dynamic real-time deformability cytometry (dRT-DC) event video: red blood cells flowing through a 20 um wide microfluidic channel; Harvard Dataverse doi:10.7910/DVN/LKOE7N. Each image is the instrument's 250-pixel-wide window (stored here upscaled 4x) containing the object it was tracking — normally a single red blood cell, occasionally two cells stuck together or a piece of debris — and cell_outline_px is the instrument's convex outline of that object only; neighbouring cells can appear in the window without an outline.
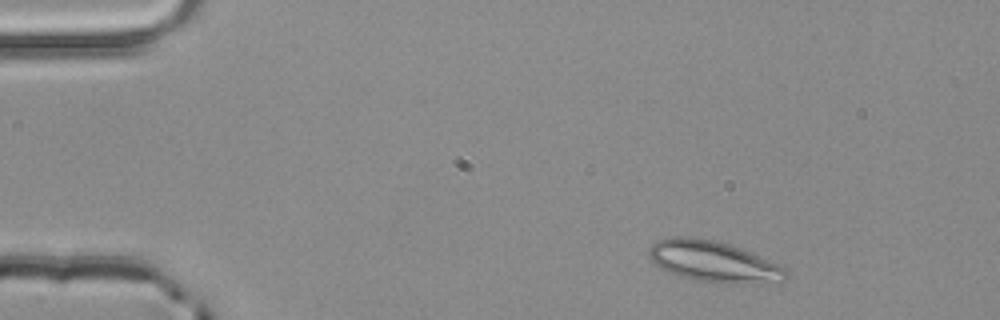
{"species": "common noctule bat (a hibernating species)", "species_latin": "Nyctalus noctula", "temperature_condition": "room temperature", "stored_images_in_passage": 3, "camera_frame_rate_fps": 3000, "um_per_image_px": 0.085, "animal": {"sex": "male", "body_mass_g": 20.4}, "frame": {"image": 1, "passage_image": 1, "time_ms": 0.0, "image_size_px": [1000, 320], "cell_outline_px": [[788, 276], [784, 280], [760, 284], [736, 284], [696, 280], [680, 276], [660, 268], [648, 256], [648, 248], [652, 244], [660, 240], [672, 236], [684, 236], [716, 240], [752, 252], [784, 268], [788, 272]], "centroid_in_image_um": [60.65, 22.23], "position_along_channel_um": 24.3, "area_um2": 32.71}}